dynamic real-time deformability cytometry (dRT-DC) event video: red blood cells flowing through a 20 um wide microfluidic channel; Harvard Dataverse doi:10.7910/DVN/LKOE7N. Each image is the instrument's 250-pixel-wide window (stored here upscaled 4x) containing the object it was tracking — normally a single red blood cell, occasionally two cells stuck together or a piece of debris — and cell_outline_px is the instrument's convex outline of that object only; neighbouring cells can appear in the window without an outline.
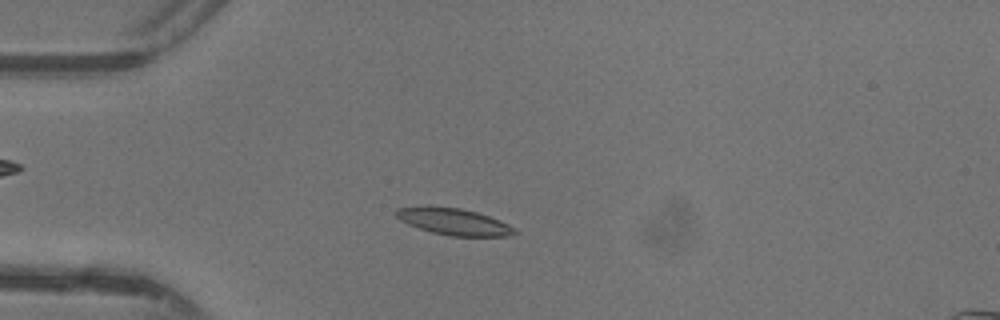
{"species": "common noctule bat (a hibernating species)", "species_latin": "Nyctalus noctula", "temperature_condition": "warm", "stored_images_in_passage": 45, "camera_frame_rate_fps": 3000, "um_per_image_px": 0.085, "animal": {"sex": "female"}, "frame": {"image": 1, "passage_image": 10, "time_ms": 3.0, "image_size_px": [1000, 320], "cell_outline_px": [[520, 232], [508, 236], [452, 236], [432, 232], [408, 224], [400, 220], [392, 212], [396, 208], [424, 204], [428, 204], [460, 208], [476, 212], [500, 220], [516, 228]], "centroid_in_image_um": [38.52, 18.8], "position_along_channel_um": 46.5, "area_um2": 18.9}}
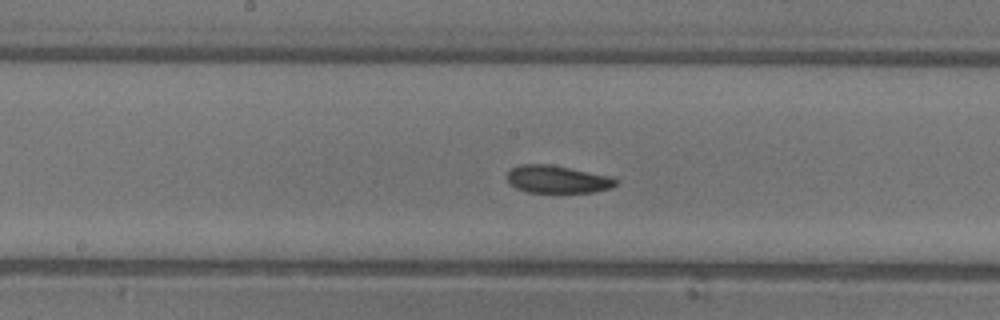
{"frame": {"image": 2, "passage_image": 22, "time_ms": 7.0, "image_size_px": [1000, 320], "cell_outline_px": [[620, 180], [612, 188], [592, 192], [528, 192], [516, 188], [508, 184], [508, 172], [516, 164], [548, 164], [612, 176]], "centroid_in_image_um": [47.39, 15.24], "position_along_channel_um": 200.8, "area_um2": 17.57}}
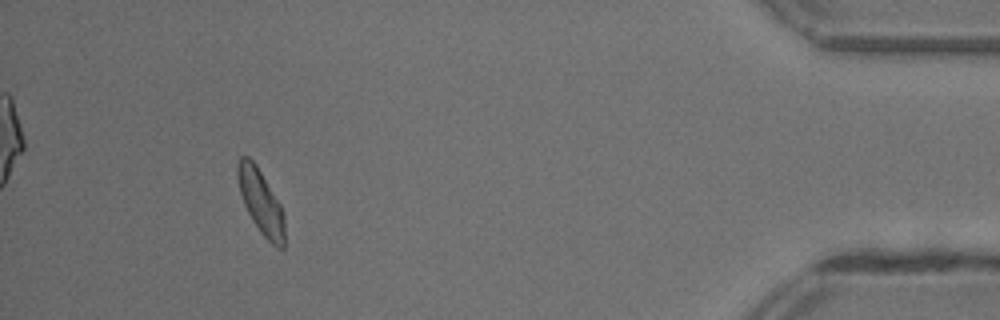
{"frame": {"image": 3, "passage_image": 41, "time_ms": 13.333, "image_size_px": [1000, 320], "cell_outline_px": [[284, 248], [276, 248], [260, 232], [252, 220], [244, 204], [240, 192], [236, 176], [236, 164], [240, 156], [248, 156], [256, 164], [280, 204], [284, 212]], "centroid_in_image_um": [22.16, 17.14], "position_along_channel_um": 413.0, "area_um2": 17.63}, "authors_computed_cell_mechanics": {"area_um2": 17.918, "velocity_mm_per_s": 4.3554, "shape_relaxation_time_tau1_ms": 5.7465, "shape_relaxation_time_tau2_ms": 4.541, "deformation_change_tau1": 0.1617, "deformation_change_tau2": 0.1108}}